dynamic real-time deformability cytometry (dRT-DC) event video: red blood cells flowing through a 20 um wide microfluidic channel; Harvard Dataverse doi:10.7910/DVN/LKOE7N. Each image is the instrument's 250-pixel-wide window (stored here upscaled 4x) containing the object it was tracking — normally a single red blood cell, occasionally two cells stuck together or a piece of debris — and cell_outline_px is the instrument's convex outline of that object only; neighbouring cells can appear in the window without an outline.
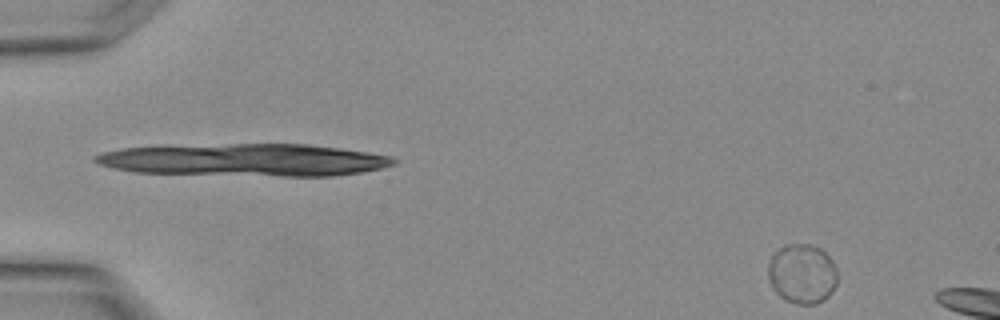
{"species": "Egyptian fruit bat (a non-hibernating species)", "species_latin": "Rousettus aegyptiacus", "temperature_condition": "warm", "stored_images_in_passage": 2, "camera_frame_rate_fps": 3000, "um_per_image_px": 0.085, "animal": {"sex": "female"}, "frame": {"image": 1, "passage_image": 2, "time_ms": 0.333, "image_size_px": [1000, 320], "cell_outline_px": [[836, 284], [832, 292], [824, 300], [816, 304], [796, 304], [780, 296], [772, 288], [768, 280], [768, 264], [772, 256], [780, 248], [788, 244], [812, 244], [820, 248], [832, 260], [836, 268]], "centroid_in_image_um": [68.18, 23.27], "position_along_channel_um": 16.8, "area_um2": 24.1}}